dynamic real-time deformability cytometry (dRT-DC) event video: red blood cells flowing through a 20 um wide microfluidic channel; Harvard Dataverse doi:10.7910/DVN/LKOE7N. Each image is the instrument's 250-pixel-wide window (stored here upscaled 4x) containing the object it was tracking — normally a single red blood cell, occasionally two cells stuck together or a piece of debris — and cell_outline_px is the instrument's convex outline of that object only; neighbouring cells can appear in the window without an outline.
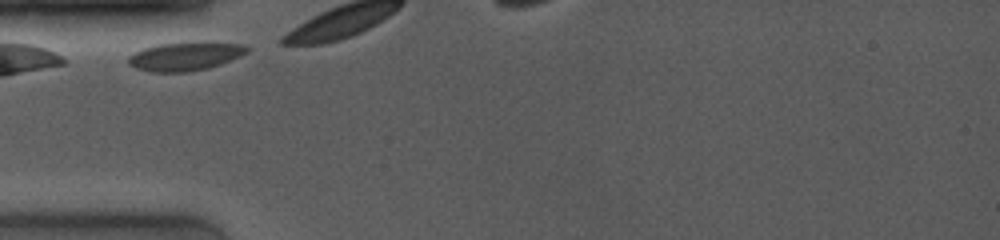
{"species": "common noctule bat (a hibernating species)", "species_latin": "Nyctalus noctula", "temperature_condition": "room temperature", "stored_images_in_passage": 3, "camera_frame_rate_fps": 4000, "um_per_image_px": 0.085, "animal": {"sex": "female", "body_mass_g": 19.0, "forearm_length_mm": 53.3}, "frame": {"image": 1, "passage_image": 1, "time_ms": 0.0, "image_size_px": [1000, 240], "cell_outline_px": [[252, 48], [248, 52], [240, 56], [220, 64], [208, 68], [188, 72], [148, 72], [136, 68], [128, 64], [128, 56], [144, 48], [160, 44], [240, 44]], "centroid_in_image_um": [15.69, 4.83], "position_along_channel_um": 69.3, "area_um2": 19.02}}